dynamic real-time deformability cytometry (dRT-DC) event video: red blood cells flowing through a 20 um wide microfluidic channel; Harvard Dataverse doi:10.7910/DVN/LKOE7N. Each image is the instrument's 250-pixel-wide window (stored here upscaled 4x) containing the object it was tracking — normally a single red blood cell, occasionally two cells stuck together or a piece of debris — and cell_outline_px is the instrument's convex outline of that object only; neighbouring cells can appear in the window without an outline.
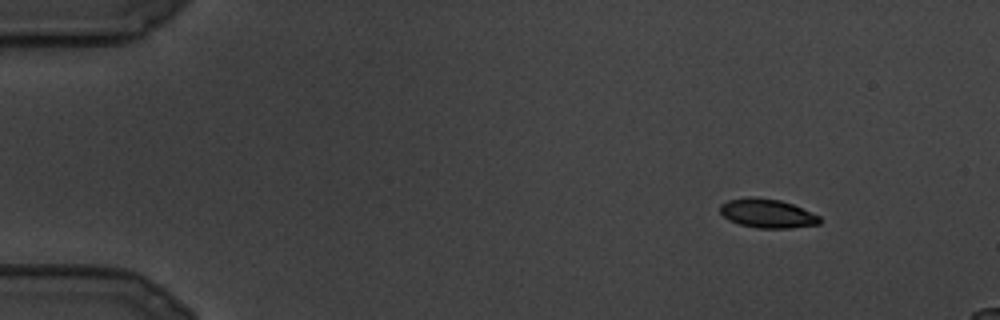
{"species": "common noctule bat (a hibernating species)", "species_latin": "Nyctalus noctula", "temperature_condition": "cold", "stored_images_in_passage": 17, "camera_frame_rate_fps": 3000, "um_per_image_px": 0.085, "animal": {"sex": "male", "body_mass_g": 19.5, "forearm_length_mm": 54.6}, "frame": {"image": 1, "passage_image": 1, "time_ms": 0.0, "image_size_px": [1000, 320], "cell_outline_px": [[820, 224], [788, 228], [756, 228], [740, 224], [728, 220], [720, 212], [720, 204], [728, 200], [748, 196], [752, 196], [780, 200], [792, 204], [820, 216]], "centroid_in_image_um": [65.19, 18.13], "position_along_channel_um": 19.8, "area_um2": 16.82}}